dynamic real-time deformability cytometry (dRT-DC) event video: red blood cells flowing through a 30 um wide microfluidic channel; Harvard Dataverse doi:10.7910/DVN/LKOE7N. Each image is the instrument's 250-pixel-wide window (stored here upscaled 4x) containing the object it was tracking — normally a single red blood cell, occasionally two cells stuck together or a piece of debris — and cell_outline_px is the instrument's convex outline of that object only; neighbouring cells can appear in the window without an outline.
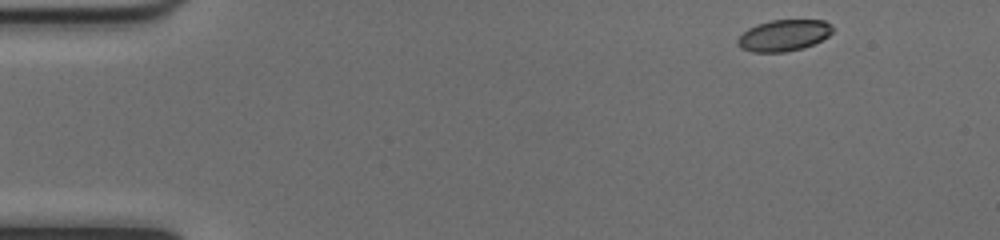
{"species": "common noctule bat (a hibernating species)", "species_latin": "Nyctalus noctula", "temperature_condition": "cold", "stored_images_in_passage": 47, "camera_frame_rate_fps": 3000, "um_per_image_px": 0.085, "animal": {"sex": "female", "body_mass_g": 17.0, "forearm_length_mm": 48.0}, "frame": {"image": 1, "passage_image": 1, "time_ms": 0.0, "image_size_px": [1000, 240], "cell_outline_px": [[832, 32], [828, 36], [804, 48], [784, 52], [752, 52], [740, 48], [736, 44], [736, 40], [748, 28], [756, 24], [772, 20], [824, 20], [832, 28]], "centroid_in_image_um": [66.57, 3.01], "position_along_channel_um": 18.4, "area_um2": 17.28}}
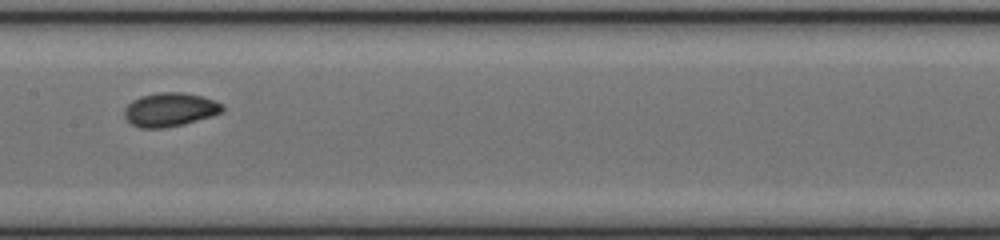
{"frame": {"image": 2, "passage_image": 22, "time_ms": 7.0, "image_size_px": [1000, 240], "cell_outline_px": [[224, 112], [212, 116], [184, 124], [164, 128], [140, 128], [132, 124], [124, 116], [124, 108], [132, 100], [140, 96], [160, 92], [184, 92], [200, 96], [224, 104]], "centroid_in_image_um": [14.45, 9.32], "position_along_channel_um": 193.0, "area_um2": 19.36}}
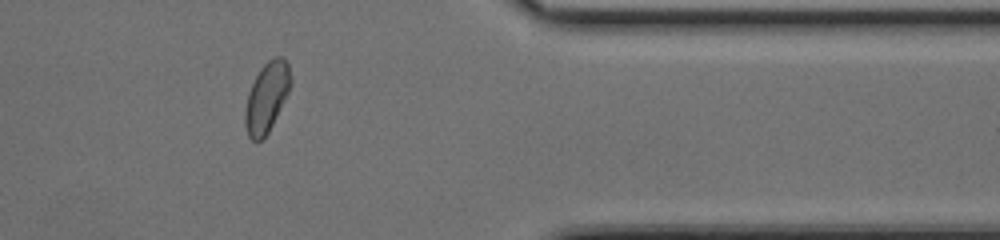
{"frame": {"image": 3, "passage_image": 38, "time_ms": 12.333, "image_size_px": [1000, 240], "cell_outline_px": [[292, 80], [288, 92], [268, 132], [256, 144], [248, 136], [244, 124], [244, 108], [248, 92], [260, 68], [268, 60], [276, 56], [284, 56], [288, 64], [292, 76]], "centroid_in_image_um": [22.65, 8.25], "position_along_channel_um": 388.7, "area_um2": 18.61}, "authors_computed_cell_mechanics": {"area_um2": 18.6694, "velocity_mm_per_s": 4.021, "shape_relaxation_time_tau1_ms": 2.9182, "shape_relaxation_time_tau2_ms": 1.1313, "deformation_change_tau1": 0.0962, "deformation_change_tau2": 0.0393}}